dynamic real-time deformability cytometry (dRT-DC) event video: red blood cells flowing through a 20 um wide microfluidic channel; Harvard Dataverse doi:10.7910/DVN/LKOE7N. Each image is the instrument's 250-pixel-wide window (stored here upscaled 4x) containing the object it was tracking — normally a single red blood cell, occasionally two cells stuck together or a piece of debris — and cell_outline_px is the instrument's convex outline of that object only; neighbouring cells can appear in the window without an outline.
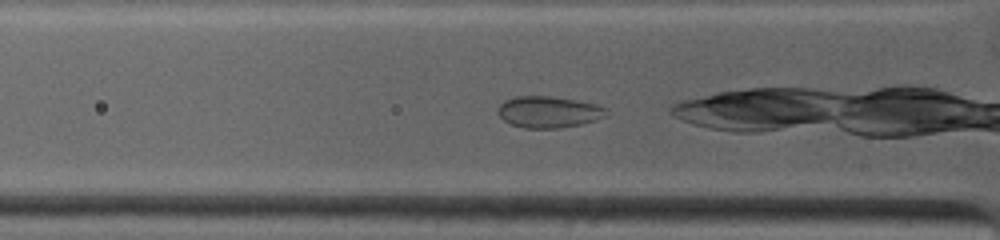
{"species": "common noctule bat (a hibernating species)", "species_latin": "Nyctalus noctula", "temperature_condition": "warm", "stored_images_in_passage": 12, "camera_frame_rate_fps": 4500, "um_per_image_px": 0.085, "animal": {"sex": "female", "body_mass_g": 19.0, "forearm_length_mm": 53.3}, "frame": {"image": 1, "passage_image": 3, "time_ms": 0.667, "image_size_px": [1000, 240], "cell_outline_px": [[608, 108], [604, 116], [596, 120], [580, 124], [560, 128], [524, 128], [512, 124], [504, 120], [496, 112], [496, 108], [504, 100], [516, 96], [552, 96], [576, 100], [596, 104]], "centroid_in_image_um": [46.6, 9.51], "position_along_channel_um": 79.2, "area_um2": 19.94}}
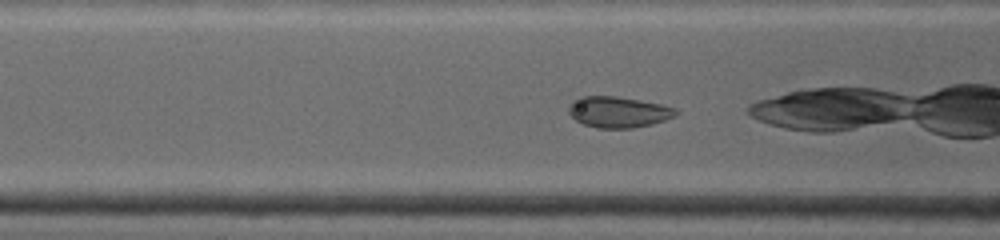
{"frame": {"image": 2, "passage_image": 6, "time_ms": 1.556, "image_size_px": [1000, 240], "cell_outline_px": [[680, 112], [676, 116], [652, 124], [632, 128], [596, 128], [584, 124], [576, 120], [568, 112], [568, 104], [572, 100], [580, 96], [616, 96], [640, 100], [660, 104], [676, 108]], "centroid_in_image_um": [52.55, 9.51], "position_along_channel_um": 114.1, "area_um2": 19.54}}